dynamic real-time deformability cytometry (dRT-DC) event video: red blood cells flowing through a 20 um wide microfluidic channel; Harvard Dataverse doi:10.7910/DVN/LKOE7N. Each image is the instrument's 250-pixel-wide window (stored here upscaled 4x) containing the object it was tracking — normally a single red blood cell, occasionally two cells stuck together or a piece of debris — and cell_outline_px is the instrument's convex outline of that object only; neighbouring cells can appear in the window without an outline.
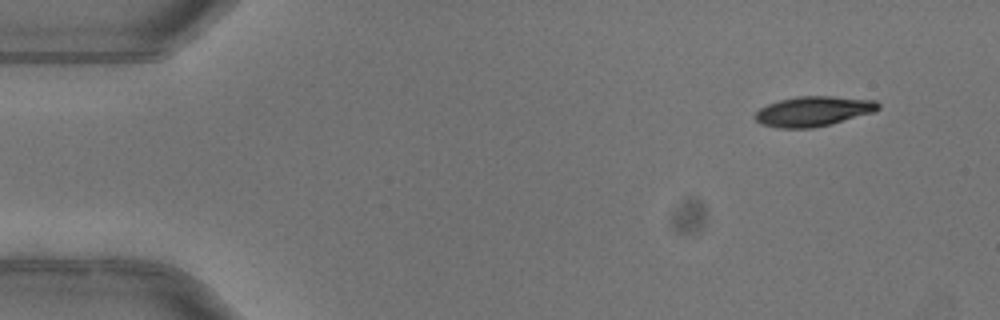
{"species": "common noctule bat (a hibernating species)", "species_latin": "Nyctalus noctula", "temperature_condition": "warm", "stored_images_in_passage": 4, "camera_frame_rate_fps": 3000, "um_per_image_px": 0.085, "animal": {"sex": "female"}, "frame": {"image": 1, "passage_image": 1, "time_ms": 0.0, "image_size_px": [1000, 320], "cell_outline_px": [[880, 108], [876, 112], [832, 124], [812, 128], [776, 128], [760, 124], [756, 120], [756, 112], [760, 108], [768, 104], [780, 100], [796, 96], [832, 96], [876, 100], [880, 104]], "centroid_in_image_um": [69.18, 9.46], "position_along_channel_um": 15.8, "area_um2": 21.73}}
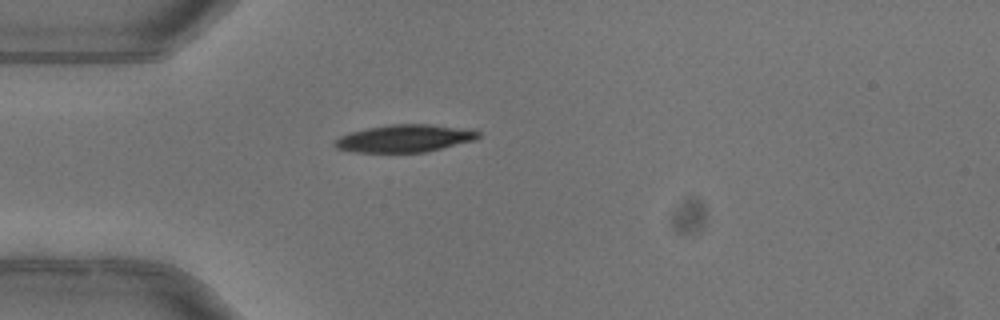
{"frame": {"image": 2, "passage_image": 4, "time_ms": 1.0, "image_size_px": [1000, 320], "cell_outline_px": [[480, 136], [476, 140], [424, 152], [356, 152], [336, 148], [332, 144], [332, 140], [340, 136], [352, 132], [368, 128], [388, 124], [428, 124], [480, 132]], "centroid_in_image_um": [34.32, 11.77], "position_along_channel_um": 50.7, "area_um2": 22.66}}